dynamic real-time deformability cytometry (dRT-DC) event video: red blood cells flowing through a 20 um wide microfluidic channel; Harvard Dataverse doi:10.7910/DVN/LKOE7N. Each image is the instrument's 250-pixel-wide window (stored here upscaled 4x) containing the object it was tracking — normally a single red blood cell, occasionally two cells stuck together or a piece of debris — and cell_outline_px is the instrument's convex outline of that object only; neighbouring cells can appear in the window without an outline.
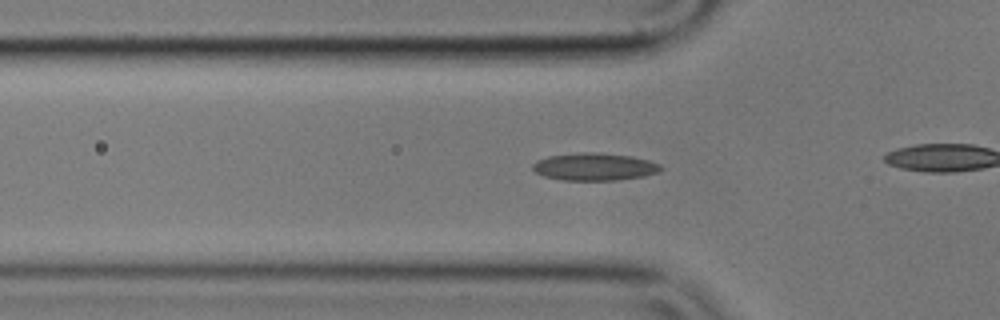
{"species": "common noctule bat (a hibernating species)", "species_latin": "Nyctalus noctula", "temperature_condition": "cold", "stored_images_in_passage": 40, "camera_frame_rate_fps": 3000, "um_per_image_px": 0.085, "animal": {"sex": "male", "body_mass_g": 17.9}, "frame": {"image": 1, "passage_image": 9, "time_ms": 2.667, "image_size_px": [1000, 320], "cell_outline_px": [[664, 168], [656, 172], [644, 176], [616, 180], [560, 180], [544, 176], [536, 172], [532, 168], [532, 164], [536, 160], [548, 156], [580, 152], [596, 152], [632, 156], [648, 160], [660, 164]], "centroid_in_image_um": [50.51, 14.17], "position_along_channel_um": 75.3, "area_um2": 20.58}}
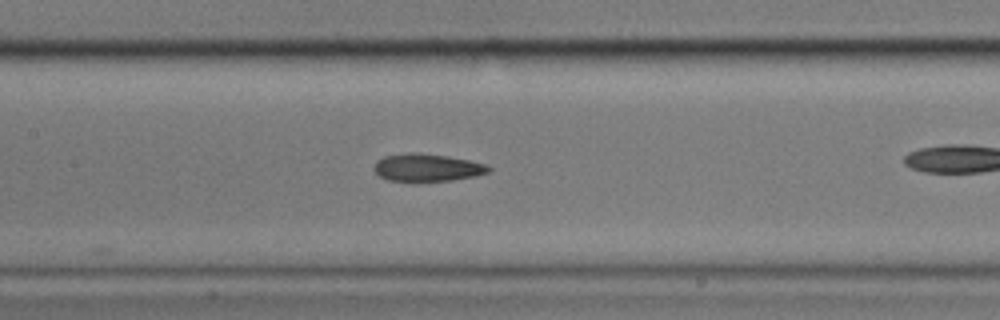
{"frame": {"image": 2, "passage_image": 17, "time_ms": 5.333, "image_size_px": [1000, 320], "cell_outline_px": [[492, 168], [488, 172], [476, 176], [452, 180], [412, 184], [388, 180], [380, 176], [372, 168], [376, 160], [384, 156], [408, 152], [420, 152], [448, 156], [488, 164]], "centroid_in_image_um": [36.27, 14.27], "position_along_channel_um": 171.1, "area_um2": 19.31}}
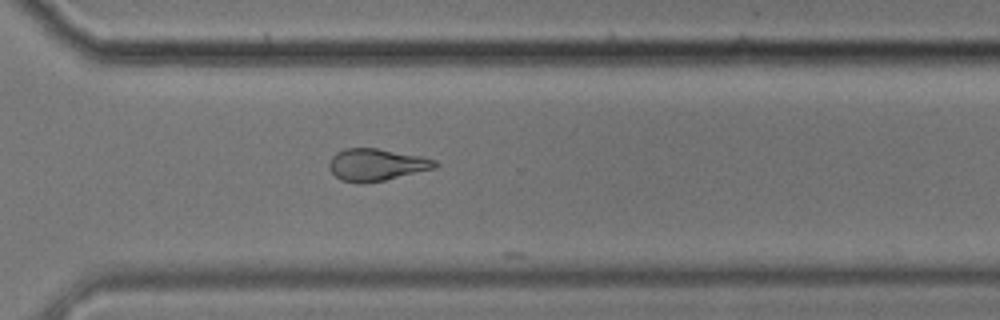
{"frame": {"image": 3, "passage_image": 35, "time_ms": 11.333, "image_size_px": [1000, 320], "cell_outline_px": [[440, 164], [436, 168], [384, 180], [360, 184], [340, 180], [328, 168], [328, 164], [332, 156], [336, 152], [344, 148], [376, 148], [420, 156], [436, 160]], "centroid_in_image_um": [31.98, 14.0], "position_along_channel_um": 338.6, "area_um2": 19.88}}